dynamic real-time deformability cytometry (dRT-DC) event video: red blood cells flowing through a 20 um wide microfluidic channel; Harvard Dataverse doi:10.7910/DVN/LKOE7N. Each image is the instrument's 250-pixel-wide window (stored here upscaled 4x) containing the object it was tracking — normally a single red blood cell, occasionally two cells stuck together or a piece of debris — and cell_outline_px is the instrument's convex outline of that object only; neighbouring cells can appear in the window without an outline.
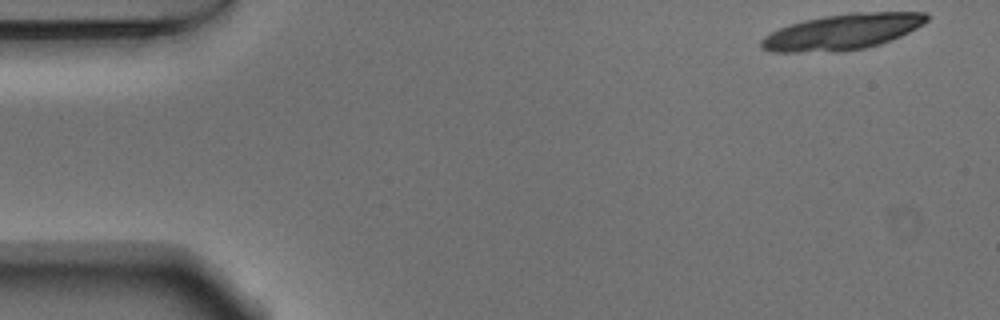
{"species": "Egyptian fruit bat (a non-hibernating species)", "species_latin": "Rousettus aegyptiacus", "temperature_condition": "warm", "stored_images_in_passage": 16, "camera_frame_rate_fps": 3000, "um_per_image_px": 0.085, "animal": {"sex": "male"}, "frame": {"image": 1, "passage_image": 1, "time_ms": 0.0, "image_size_px": [1000, 320], "cell_outline_px": [[928, 20], [924, 24], [900, 36], [880, 44], [864, 48], [836, 52], [772, 52], [764, 48], [760, 44], [760, 40], [764, 36], [788, 24], [804, 20], [824, 16], [848, 12], [924, 12], [928, 16]], "centroid_in_image_um": [71.6, 2.7], "position_along_channel_um": 13.4, "area_um2": 34.45}}